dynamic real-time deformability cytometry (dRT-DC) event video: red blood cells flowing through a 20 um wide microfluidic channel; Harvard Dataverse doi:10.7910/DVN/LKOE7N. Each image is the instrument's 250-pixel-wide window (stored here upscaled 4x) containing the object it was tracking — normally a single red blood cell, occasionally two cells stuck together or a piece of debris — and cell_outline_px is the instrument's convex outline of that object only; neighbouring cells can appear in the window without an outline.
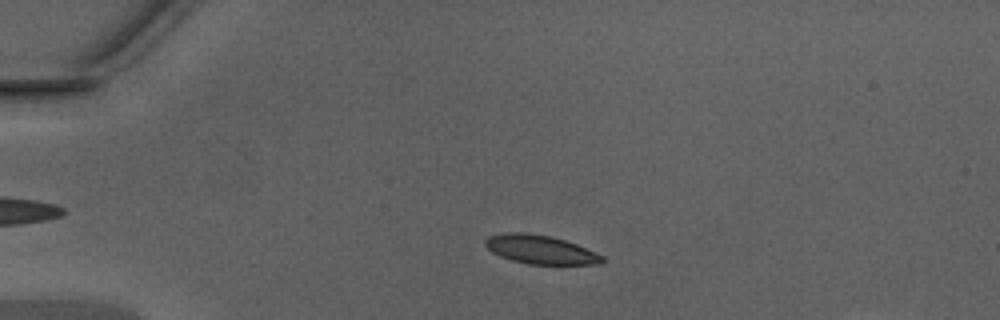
{"species": "Egyptian fruit bat (a non-hibernating species)", "species_latin": "Rousettus aegyptiacus", "temperature_condition": "warm", "stored_images_in_passage": 40, "segment_of_instrument_passage": [1, 2], "camera_frame_rate_fps": 3000, "um_per_image_px": 0.085, "animal": {"sex": "male"}, "frame": {"image": 1, "passage_image": 3, "time_ms": 0.667, "image_size_px": [1000, 320], "cell_outline_px": [[604, 260], [600, 264], [528, 264], [512, 260], [500, 256], [492, 252], [484, 244], [484, 240], [488, 236], [504, 232], [528, 232], [552, 236], [576, 244], [604, 256]], "centroid_in_image_um": [45.9, 21.2], "position_along_channel_um": 39.1, "area_um2": 19.65}}
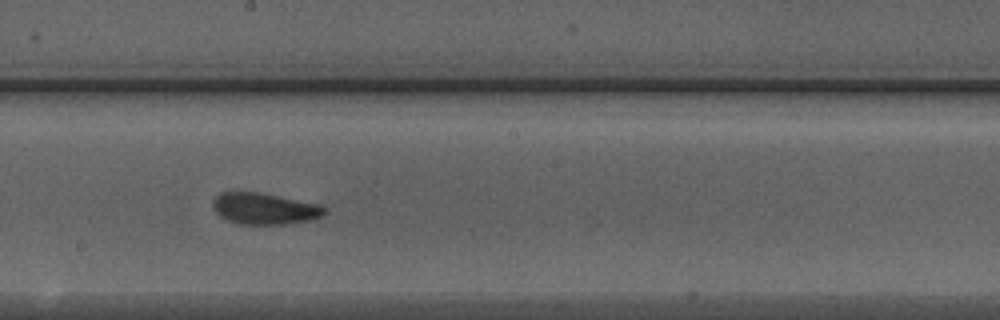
{"frame": {"image": 2, "passage_image": 19, "time_ms": 6.0, "image_size_px": [1000, 320], "cell_outline_px": [[328, 212], [320, 216], [308, 220], [284, 224], [240, 224], [224, 220], [212, 208], [212, 200], [220, 192], [256, 192], [320, 204], [328, 208]], "centroid_in_image_um": [22.45, 17.73], "position_along_channel_um": 225.7, "area_um2": 20.46}}
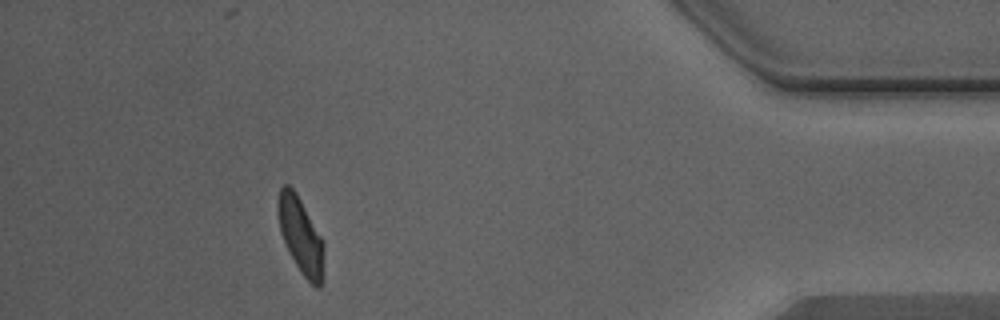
{"frame": {"image": 3, "passage_image": 35, "time_ms": 11.333, "image_size_px": [1000, 320], "cell_outline_px": [[324, 248], [320, 288], [316, 288], [300, 272], [288, 252], [280, 232], [276, 208], [276, 200], [280, 188], [284, 184], [288, 184], [296, 192], [324, 240]], "centroid_in_image_um": [25.52, 19.97], "position_along_channel_um": 409.7, "area_um2": 20.63}}